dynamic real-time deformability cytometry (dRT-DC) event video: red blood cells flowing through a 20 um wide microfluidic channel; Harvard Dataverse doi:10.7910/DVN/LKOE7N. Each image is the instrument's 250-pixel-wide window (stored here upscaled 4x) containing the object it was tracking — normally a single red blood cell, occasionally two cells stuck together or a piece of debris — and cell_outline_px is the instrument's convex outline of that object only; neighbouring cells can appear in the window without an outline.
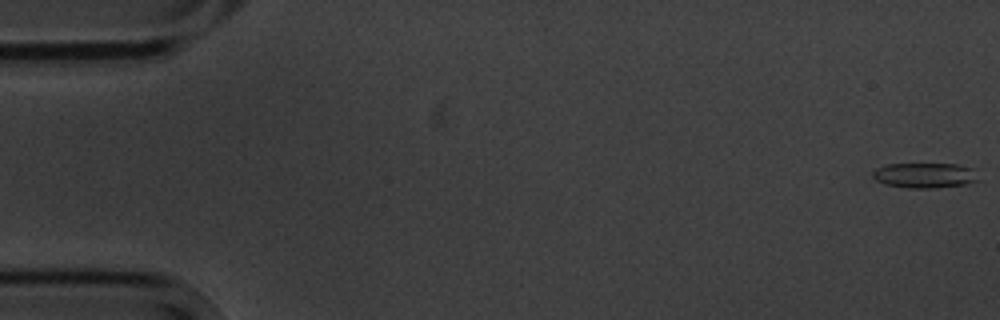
{"species": "common noctule bat (a hibernating species)", "species_latin": "Nyctalus noctula", "temperature_condition": "cold", "stored_images_in_passage": 3, "camera_frame_rate_fps": 3000, "um_per_image_px": 0.085, "animal": {"sex": "male", "body_mass_g": 20.1, "forearm_length_mm": 53.5}, "frame": {"image": 1, "passage_image": 1, "time_ms": 0.0, "image_size_px": [1000, 320], "cell_outline_px": [[984, 180], [968, 184], [932, 188], [908, 188], [884, 184], [876, 180], [872, 176], [872, 172], [876, 168], [884, 164], [956, 164], [972, 168]], "centroid_in_image_um": [78.66, 14.91], "position_along_channel_um": 6.3, "area_um2": 15.84}}